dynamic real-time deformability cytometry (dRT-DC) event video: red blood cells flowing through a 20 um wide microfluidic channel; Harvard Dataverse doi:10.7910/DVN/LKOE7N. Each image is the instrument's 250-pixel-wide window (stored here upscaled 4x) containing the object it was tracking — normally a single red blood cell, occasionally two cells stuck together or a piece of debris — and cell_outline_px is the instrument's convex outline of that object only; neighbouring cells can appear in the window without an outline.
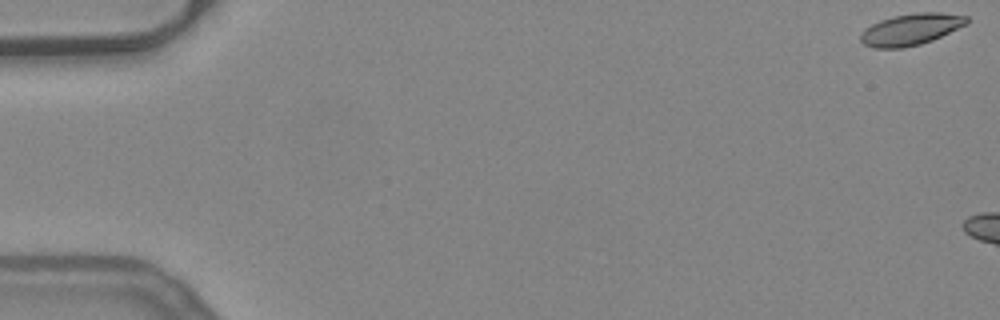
{"species": "common noctule bat (a hibernating species)", "species_latin": "Nyctalus noctula", "temperature_condition": "warm", "stored_images_in_passage": 4, "camera_frame_rate_fps": 3000, "um_per_image_px": 0.085, "animal": {"sex": "female", "body_mass_g": 24.6, "forearm_length_mm": 56.2}, "frame": {"image": 1, "passage_image": 1, "time_ms": 0.0, "image_size_px": [1000, 320], "cell_outline_px": [[968, 24], [932, 40], [920, 44], [904, 48], [872, 48], [864, 44], [860, 40], [860, 36], [864, 28], [880, 20], [892, 16], [916, 12], [940, 12], [968, 16]], "centroid_in_image_um": [77.42, 2.49], "position_along_channel_um": 7.6, "area_um2": 19.65}}